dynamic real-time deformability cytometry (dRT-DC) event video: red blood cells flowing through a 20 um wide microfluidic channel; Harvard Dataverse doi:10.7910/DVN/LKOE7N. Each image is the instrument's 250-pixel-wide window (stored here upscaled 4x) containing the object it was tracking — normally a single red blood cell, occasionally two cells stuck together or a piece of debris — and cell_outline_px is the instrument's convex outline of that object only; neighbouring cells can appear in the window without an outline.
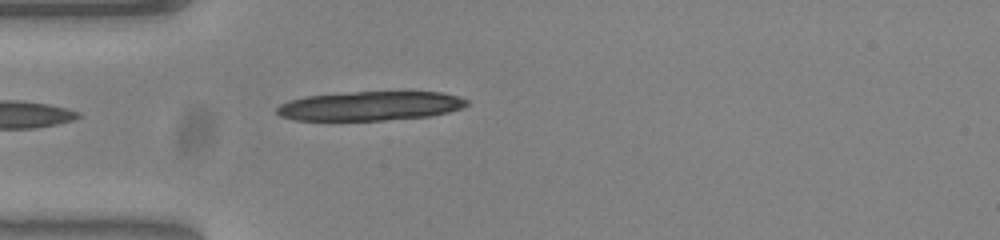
{"species": "common noctule bat (a hibernating species)", "species_latin": "Nyctalus noctula", "temperature_condition": "warm", "stored_images_in_passage": 35, "camera_frame_rate_fps": 3000, "um_per_image_px": 0.085, "animal": {"sex": "female", "body_mass_g": 23.0, "forearm_length_mm": 53.4}, "frame": {"image": 1, "passage_image": 1, "time_ms": 0.0, "image_size_px": [1000, 240], "cell_outline_px": [[468, 104], [460, 108], [448, 112], [428, 116], [384, 120], [296, 120], [280, 116], [276, 112], [276, 108], [280, 104], [292, 100], [308, 96], [356, 92], [440, 92], [456, 96], [468, 100]], "centroid_in_image_um": [31.45, 9.01], "position_along_channel_um": 53.5, "area_um2": 31.85}}